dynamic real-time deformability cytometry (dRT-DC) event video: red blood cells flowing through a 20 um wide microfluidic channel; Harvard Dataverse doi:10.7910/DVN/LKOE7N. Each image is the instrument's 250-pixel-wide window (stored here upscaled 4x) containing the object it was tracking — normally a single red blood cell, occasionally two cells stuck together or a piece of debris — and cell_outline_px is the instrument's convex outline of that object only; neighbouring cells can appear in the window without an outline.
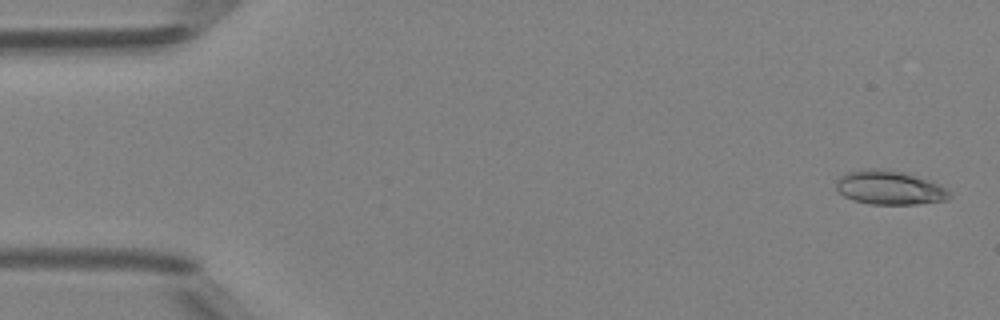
{"species": "Egyptian fruit bat (a non-hibernating species)", "species_latin": "Rousettus aegyptiacus", "temperature_condition": "room temperature", "stored_images_in_passage": 12, "camera_frame_rate_fps": 3000, "um_per_image_px": 0.085, "animal": {"sex": "female"}, "frame": {"image": 1, "passage_image": 2, "time_ms": 0.333, "image_size_px": [1000, 320], "cell_outline_px": [[952, 196], [948, 200], [916, 204], [872, 204], [852, 200], [844, 196], [836, 188], [836, 180], [840, 176], [848, 172], [868, 168], [884, 168], [904, 172], [928, 180], [948, 188], [952, 192]], "centroid_in_image_um": [75.64, 15.95], "position_along_channel_um": 9.4, "area_um2": 22.66}}